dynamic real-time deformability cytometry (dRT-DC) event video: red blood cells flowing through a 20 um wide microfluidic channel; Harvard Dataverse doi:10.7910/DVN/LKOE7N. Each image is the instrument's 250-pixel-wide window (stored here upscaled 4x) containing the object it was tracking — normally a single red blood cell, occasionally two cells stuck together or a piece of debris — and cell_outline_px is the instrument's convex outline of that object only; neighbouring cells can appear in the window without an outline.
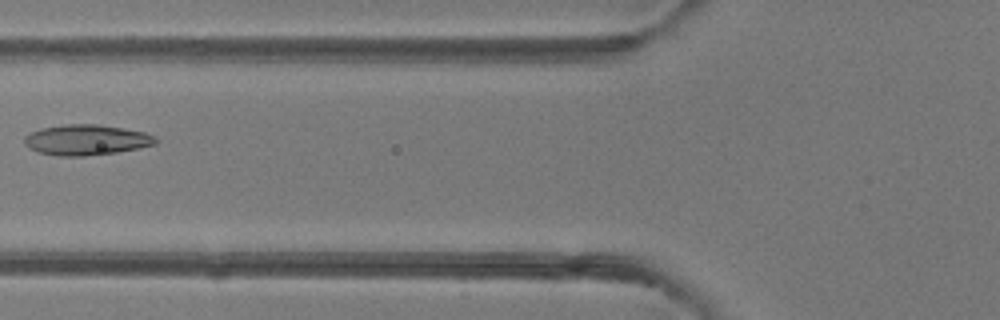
{"species": "common noctule bat (a hibernating species)", "species_latin": "Nyctalus noctula", "temperature_condition": "room temperature", "stored_images_in_passage": 5, "camera_frame_rate_fps": 3000, "um_per_image_px": 0.085, "animal": {"sex": "female"}, "frame": {"image": 1, "passage_image": 5, "time_ms": 4.667, "image_size_px": [1000, 320], "cell_outline_px": [[160, 140], [156, 144], [116, 152], [84, 156], [56, 156], [40, 152], [28, 148], [24, 144], [24, 136], [40, 128], [64, 124], [96, 124], [124, 128], [144, 132], [156, 136]], "centroid_in_image_um": [7.33, 11.88], "position_along_channel_um": 118.5, "area_um2": 23.41}}